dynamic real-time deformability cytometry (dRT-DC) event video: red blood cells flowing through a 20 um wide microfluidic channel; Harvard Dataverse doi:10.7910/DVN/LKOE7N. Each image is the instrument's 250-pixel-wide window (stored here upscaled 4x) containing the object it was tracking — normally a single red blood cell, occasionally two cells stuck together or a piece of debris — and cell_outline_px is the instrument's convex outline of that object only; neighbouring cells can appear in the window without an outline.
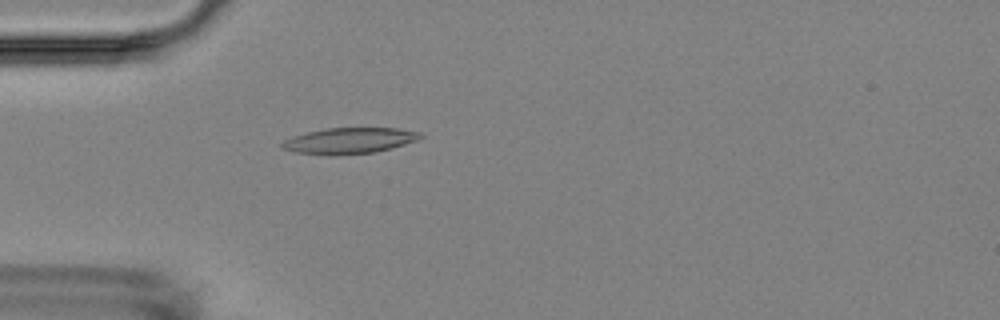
{"species": "Egyptian fruit bat (a non-hibernating species)", "species_latin": "Rousettus aegyptiacus", "temperature_condition": "room temperature", "stored_images_in_passage": 3, "camera_frame_rate_fps": 3000, "um_per_image_px": 0.085, "animal": {"sex": "female"}, "frame": {"image": 1, "passage_image": 3, "time_ms": 2.0, "image_size_px": [1000, 320], "cell_outline_px": [[424, 136], [420, 140], [392, 148], [376, 152], [332, 156], [328, 156], [296, 152], [284, 148], [280, 144], [284, 140], [292, 136], [308, 132], [328, 128], [396, 128], [424, 132]], "centroid_in_image_um": [29.77, 11.96], "position_along_channel_um": 55.2, "area_um2": 21.21}}